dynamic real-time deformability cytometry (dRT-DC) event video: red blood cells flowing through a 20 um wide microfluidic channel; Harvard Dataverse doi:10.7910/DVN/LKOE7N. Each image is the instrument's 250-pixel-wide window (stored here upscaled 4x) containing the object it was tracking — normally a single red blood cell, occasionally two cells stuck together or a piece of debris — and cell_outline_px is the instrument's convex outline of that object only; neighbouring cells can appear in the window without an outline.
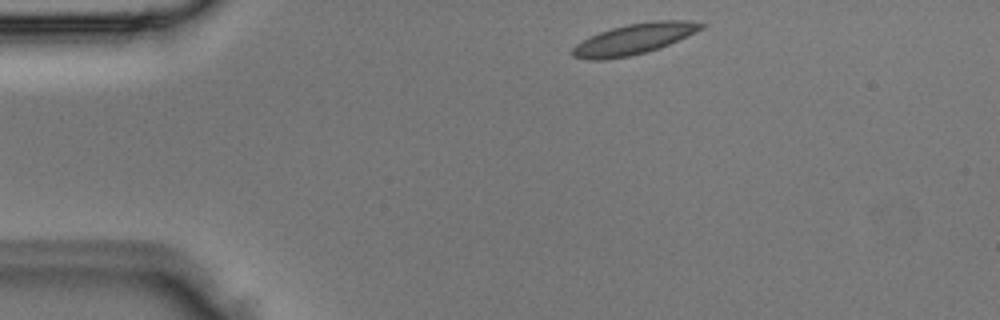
{"species": "Egyptian fruit bat (a non-hibernating species)", "species_latin": "Rousettus aegyptiacus", "temperature_condition": "room temperature", "stored_images_in_passage": 2, "camera_frame_rate_fps": 3000, "um_per_image_px": 0.085, "animal": {"sex": "male"}, "frame": {"image": 1, "passage_image": 1, "time_ms": 0.0, "image_size_px": [1000, 320], "cell_outline_px": [[708, 24], [704, 28], [668, 44], [632, 56], [604, 60], [588, 60], [572, 56], [572, 48], [576, 44], [600, 32], [612, 28], [628, 24], [660, 20], [684, 20]], "centroid_in_image_um": [53.88, 3.32], "position_along_channel_um": 31.1, "area_um2": 22.6}}